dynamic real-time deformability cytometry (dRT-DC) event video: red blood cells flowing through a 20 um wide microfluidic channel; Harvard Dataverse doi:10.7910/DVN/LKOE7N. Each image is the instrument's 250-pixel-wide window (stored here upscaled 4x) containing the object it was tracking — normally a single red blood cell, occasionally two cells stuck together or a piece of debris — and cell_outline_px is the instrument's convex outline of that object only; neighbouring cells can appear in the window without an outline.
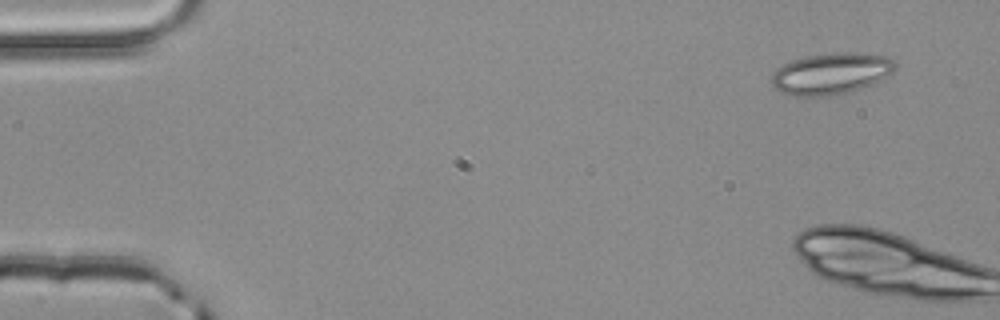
{"species": "common noctule bat (a hibernating species)", "species_latin": "Nyctalus noctula", "temperature_condition": "room temperature", "stored_images_in_passage": 5, "camera_frame_rate_fps": 3000, "um_per_image_px": 0.085, "animal": {"sex": "male", "body_mass_g": 20.4}, "frame": {"image": 1, "passage_image": 1, "time_ms": 0.0, "image_size_px": [1000, 320], "cell_outline_px": [[896, 68], [892, 72], [880, 80], [872, 84], [848, 92], [828, 96], [792, 96], [780, 92], [772, 84], [772, 72], [776, 68], [792, 60], [808, 56], [836, 52], [856, 52], [888, 56], [896, 64]], "centroid_in_image_um": [70.63, 6.25], "position_along_channel_um": 14.4, "area_um2": 29.88}}